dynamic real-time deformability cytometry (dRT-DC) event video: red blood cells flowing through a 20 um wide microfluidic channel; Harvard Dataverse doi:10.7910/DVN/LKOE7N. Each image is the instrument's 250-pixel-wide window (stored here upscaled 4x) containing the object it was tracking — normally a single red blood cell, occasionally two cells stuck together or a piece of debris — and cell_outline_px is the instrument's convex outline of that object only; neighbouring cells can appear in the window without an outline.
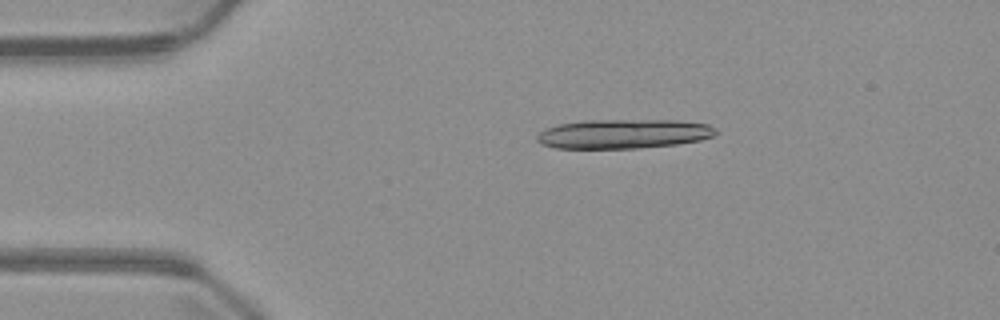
{"species": "common noctule bat (a hibernating species)", "species_latin": "Nyctalus noctula", "temperature_condition": "warm", "stored_images_in_passage": 3, "camera_frame_rate_fps": 3000, "um_per_image_px": 0.085, "animal": {"sex": "male", "body_mass_g": 23.1, "forearm_length_mm": 52.7}, "frame": {"image": 1, "passage_image": 1, "time_ms": 0.0, "image_size_px": [1000, 320], "cell_outline_px": [[720, 132], [712, 136], [700, 140], [676, 144], [636, 148], [556, 148], [544, 144], [536, 140], [536, 136], [544, 128], [556, 124], [584, 120], [676, 120], [708, 124], [716, 128]], "centroid_in_image_um": [53.0, 11.36], "position_along_channel_um": 32.0, "area_um2": 30.69}}
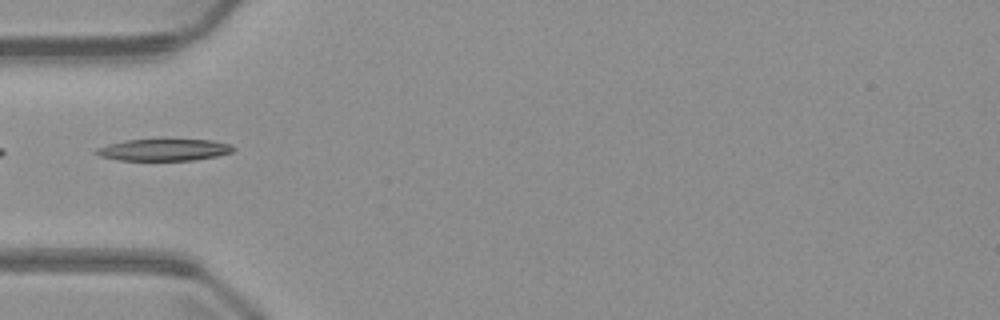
{"frame": {"image": 2, "passage_image": 3, "time_ms": 2.333, "image_size_px": [1000, 320], "cell_outline_px": [[236, 148], [232, 152], [216, 156], [192, 160], [120, 160], [100, 156], [92, 152], [96, 148], [108, 144], [124, 140], [160, 136], [164, 136], [212, 140], [232, 144]], "centroid_in_image_um": [13.94, 12.67], "position_along_channel_um": 71.1, "area_um2": 18.67}}